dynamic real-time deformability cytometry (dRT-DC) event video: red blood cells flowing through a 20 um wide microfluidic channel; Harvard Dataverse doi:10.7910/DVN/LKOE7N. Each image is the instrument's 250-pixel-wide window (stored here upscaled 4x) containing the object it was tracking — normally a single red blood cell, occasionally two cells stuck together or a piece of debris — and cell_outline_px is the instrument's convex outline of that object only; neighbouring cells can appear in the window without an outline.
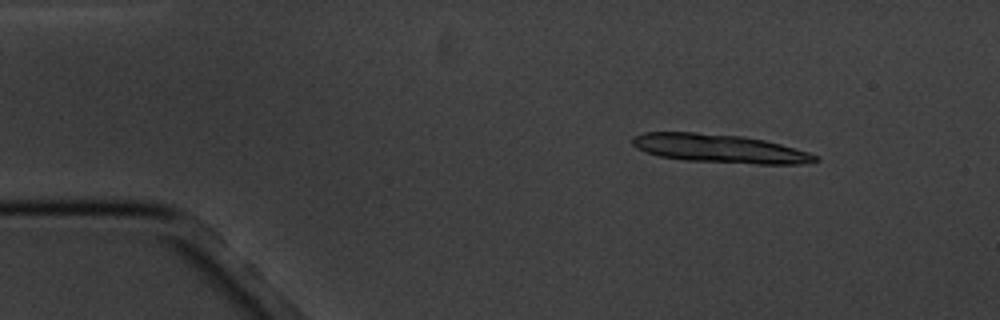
{"species": "common noctule bat (a hibernating species)", "species_latin": "Nyctalus noctula", "temperature_condition": "cold", "stored_images_in_passage": 5, "segment_of_instrument_passage": [1, 2], "camera_frame_rate_fps": 3000, "um_per_image_px": 0.085, "animal": {"sex": "male", "body_mass_g": 20.1, "forearm_length_mm": 53.5}, "frame": {"image": 1, "passage_image": 2, "time_ms": 1.333, "image_size_px": [1000, 320], "cell_outline_px": [[820, 160], [804, 164], [756, 164], [684, 160], [660, 156], [644, 152], [636, 148], [632, 144], [632, 136], [644, 132], [696, 132], [744, 136], [764, 140], [780, 144], [808, 152], [820, 156]], "centroid_in_image_um": [61.16, 12.62], "position_along_channel_um": 23.8, "area_um2": 30.63}}